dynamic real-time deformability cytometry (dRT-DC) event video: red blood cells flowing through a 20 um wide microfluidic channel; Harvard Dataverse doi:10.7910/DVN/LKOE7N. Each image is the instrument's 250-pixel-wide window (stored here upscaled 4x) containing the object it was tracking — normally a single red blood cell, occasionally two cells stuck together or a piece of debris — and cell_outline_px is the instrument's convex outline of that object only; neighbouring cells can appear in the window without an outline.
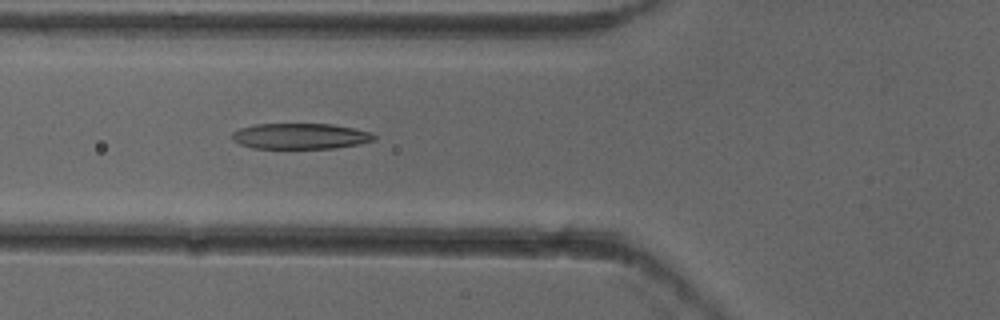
{"species": "common noctule bat (a hibernating species)", "species_latin": "Nyctalus noctula", "temperature_condition": "cold", "stored_images_in_passage": 6, "camera_frame_rate_fps": 3000, "um_per_image_px": 0.085, "animal": {"sex": "female"}, "frame": {"image": 1, "passage_image": 6, "time_ms": 1.667, "image_size_px": [1000, 320], "cell_outline_px": [[376, 140], [360, 144], [336, 148], [252, 148], [240, 144], [232, 140], [232, 132], [240, 128], [256, 124], [332, 124], [352, 128], [368, 132], [376, 136]], "centroid_in_image_um": [25.52, 11.58], "position_along_channel_um": 100.3, "area_um2": 21.27}}